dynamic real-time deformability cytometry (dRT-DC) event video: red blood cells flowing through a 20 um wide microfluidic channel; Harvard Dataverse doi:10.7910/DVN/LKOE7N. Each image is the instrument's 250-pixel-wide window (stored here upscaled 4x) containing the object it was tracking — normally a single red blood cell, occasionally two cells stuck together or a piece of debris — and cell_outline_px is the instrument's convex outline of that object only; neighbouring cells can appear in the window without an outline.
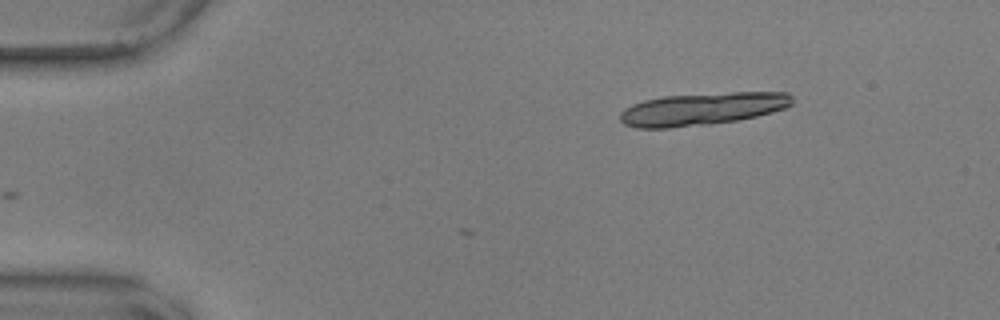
{"species": "common noctule bat (a hibernating species)", "species_latin": "Nyctalus noctula", "temperature_condition": "warm", "stored_images_in_passage": 13, "camera_frame_rate_fps": 3000, "um_per_image_px": 0.085, "animal": {"sex": "male", "body_mass_g": 17.9, "forearm_length_mm": 54.2}, "frame": {"image": 1, "passage_image": 1, "time_ms": 0.0, "image_size_px": [1000, 320], "cell_outline_px": [[792, 104], [784, 108], [772, 112], [756, 116], [736, 120], [708, 124], [668, 128], [636, 128], [624, 124], [620, 120], [620, 112], [624, 108], [632, 104], [644, 100], [664, 96], [732, 92], [788, 92], [792, 96]], "centroid_in_image_um": [59.67, 9.25], "position_along_channel_um": 25.3, "area_um2": 32.6}}